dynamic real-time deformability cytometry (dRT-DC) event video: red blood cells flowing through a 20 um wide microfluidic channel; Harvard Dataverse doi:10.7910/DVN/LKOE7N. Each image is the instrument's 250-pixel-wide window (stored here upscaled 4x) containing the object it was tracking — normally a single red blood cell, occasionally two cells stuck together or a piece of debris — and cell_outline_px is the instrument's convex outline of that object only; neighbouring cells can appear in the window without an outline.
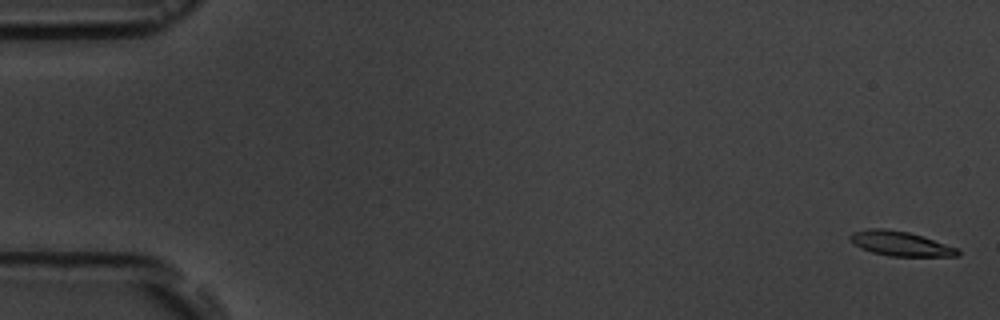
{"species": "common noctule bat (a hibernating species)", "species_latin": "Nyctalus noctula", "temperature_condition": "room temperature", "stored_images_in_passage": 4, "camera_frame_rate_fps": 3000, "um_per_image_px": 0.085, "animal": {"sex": "male", "body_mass_g": 19.5, "forearm_length_mm": 54.6}, "frame": {"image": 1, "passage_image": 1, "time_ms": 0.0, "image_size_px": [1000, 320], "cell_outline_px": [[960, 256], [888, 256], [872, 252], [860, 248], [848, 240], [848, 236], [852, 232], [868, 228], [884, 228], [908, 232], [956, 248], [960, 252]], "centroid_in_image_um": [76.44, 20.7], "position_along_channel_um": 8.6, "area_um2": 15.32}}